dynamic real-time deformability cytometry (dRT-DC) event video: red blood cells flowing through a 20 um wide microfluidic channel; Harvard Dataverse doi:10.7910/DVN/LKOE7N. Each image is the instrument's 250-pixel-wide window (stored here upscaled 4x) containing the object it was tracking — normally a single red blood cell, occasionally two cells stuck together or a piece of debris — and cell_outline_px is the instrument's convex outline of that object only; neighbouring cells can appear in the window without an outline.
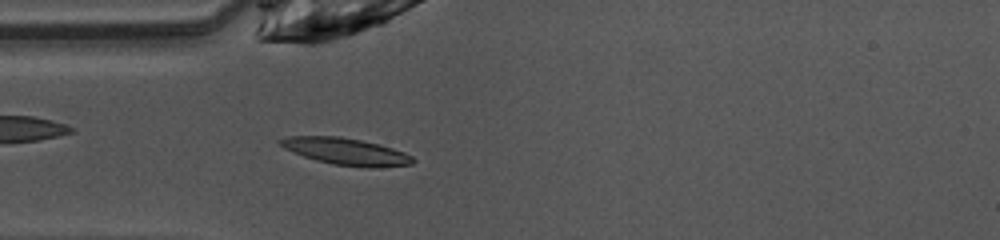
{"species": "common noctule bat (a hibernating species)", "species_latin": "Nyctalus noctula", "temperature_condition": "warm", "stored_images_in_passage": 37, "camera_frame_rate_fps": 3000, "um_per_image_px": 0.085, "animal": {"sex": "female", "body_mass_g": 10.0, "forearm_length_mm": 53.1}, "frame": {"image": 1, "passage_image": 3, "time_ms": 0.667, "image_size_px": [1000, 240], "cell_outline_px": [[416, 160], [412, 164], [372, 168], [368, 168], [332, 164], [316, 160], [292, 152], [284, 148], [276, 140], [288, 136], [340, 136], [380, 144], [404, 152], [412, 156]], "centroid_in_image_um": [29.4, 12.87], "position_along_channel_um": 55.6, "area_um2": 20.81}}
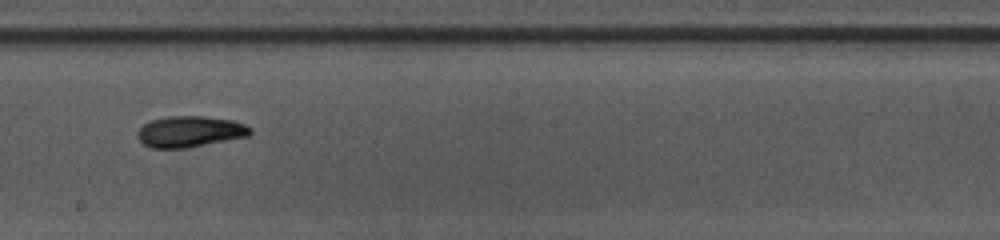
{"frame": {"image": 2, "passage_image": 16, "time_ms": 5.0, "image_size_px": [1000, 240], "cell_outline_px": [[252, 132], [248, 136], [184, 148], [152, 148], [144, 144], [136, 136], [136, 132], [144, 124], [152, 120], [168, 116], [204, 116], [232, 120], [244, 124], [252, 128]], "centroid_in_image_um": [16.13, 11.18], "position_along_channel_um": 232.1, "area_um2": 20.29}}
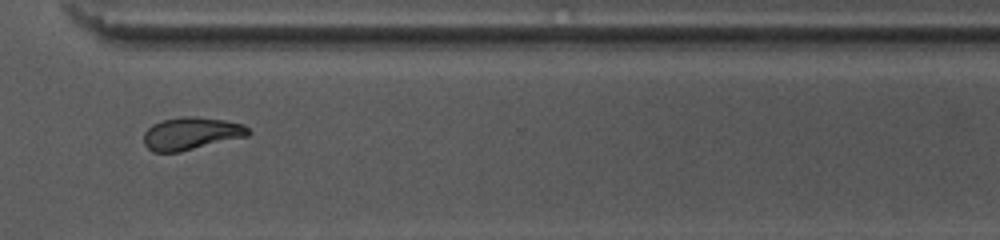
{"frame": {"image": 3, "passage_image": 25, "time_ms": 8.0, "image_size_px": [1000, 240], "cell_outline_px": [[252, 132], [248, 136], [180, 152], [152, 152], [144, 144], [144, 132], [152, 124], [160, 120], [184, 116], [192, 116], [224, 120], [244, 124]], "centroid_in_image_um": [16.25, 11.35], "position_along_channel_um": 354.4, "area_um2": 20.0}, "authors_computed_cell_mechanics": {"area_um2": 19.9988, "velocity_mm_per_s": 4.0907, "shape_relaxation_time_tau1_ms": 6.8858, "shape_relaxation_time_tau2_ms": 3.5667, "deformation_change_tau1": 0.1884, "deformation_change_tau2": 0.0942}}